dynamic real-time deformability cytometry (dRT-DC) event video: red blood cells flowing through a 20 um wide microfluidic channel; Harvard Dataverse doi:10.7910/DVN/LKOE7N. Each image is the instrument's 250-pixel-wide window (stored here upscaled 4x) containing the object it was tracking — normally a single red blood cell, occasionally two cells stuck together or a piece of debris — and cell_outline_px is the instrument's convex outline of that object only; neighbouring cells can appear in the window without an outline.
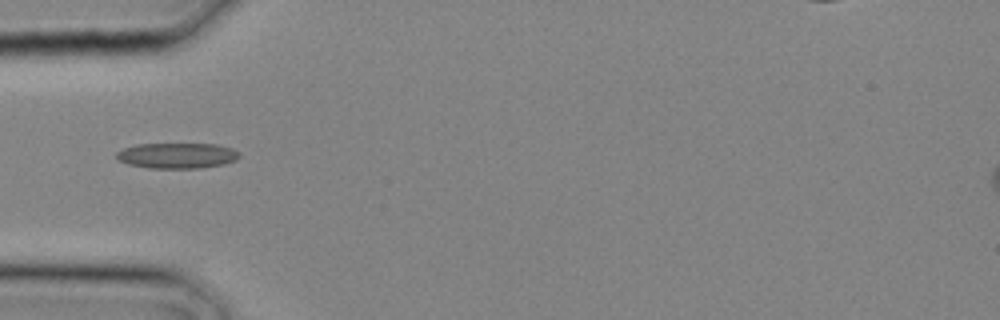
{"species": "common noctule bat (a hibernating species)", "species_latin": "Nyctalus noctula", "temperature_condition": "cold", "stored_images_in_passage": 1, "camera_frame_rate_fps": 3000, "um_per_image_px": 0.085, "animal": {"sex": "male", "body_mass_g": 20.4}, "frame": {"image": 1, "passage_image": 1, "time_ms": 0.0, "image_size_px": [1000, 320], "cell_outline_px": [[240, 156], [236, 160], [224, 164], [200, 168], [148, 168], [128, 164], [116, 160], [116, 152], [124, 148], [136, 144], [216, 144], [232, 148], [240, 152]], "centroid_in_image_um": [15.04, 13.23], "position_along_channel_um": 70.0, "area_um2": 18.44}}